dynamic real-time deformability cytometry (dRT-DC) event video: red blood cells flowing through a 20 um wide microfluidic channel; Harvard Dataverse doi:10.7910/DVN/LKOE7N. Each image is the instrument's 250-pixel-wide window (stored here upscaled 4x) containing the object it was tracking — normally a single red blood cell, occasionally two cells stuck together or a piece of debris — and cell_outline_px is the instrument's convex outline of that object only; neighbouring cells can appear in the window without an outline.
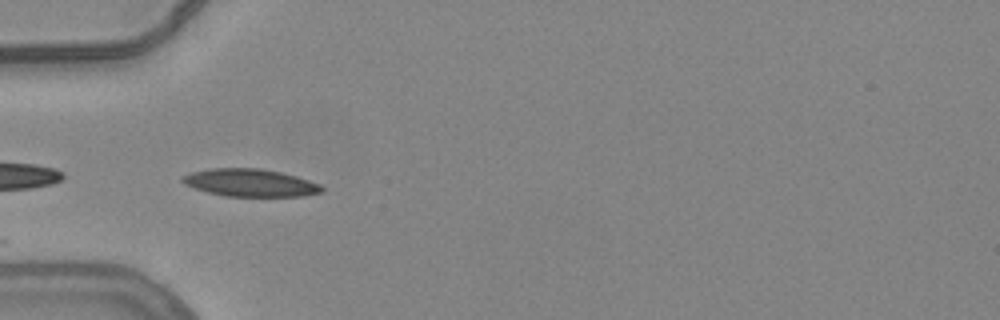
{"species": "common noctule bat (a hibernating species)", "species_latin": "Nyctalus noctula", "temperature_condition": "warm", "stored_images_in_passage": 4, "camera_frame_rate_fps": 3000, "um_per_image_px": 0.085, "animal": {"sex": "female", "body_mass_g": 24.6, "forearm_length_mm": 56.2}, "frame": {"image": 1, "passage_image": 1, "time_ms": 0.0, "image_size_px": [1000, 320], "cell_outline_px": [[324, 192], [300, 196], [224, 196], [208, 192], [184, 184], [180, 180], [180, 176], [192, 172], [208, 168], [260, 168], [280, 172], [296, 176], [320, 184], [324, 188]], "centroid_in_image_um": [21.25, 15.53], "position_along_channel_um": 63.7, "area_um2": 22.43}}